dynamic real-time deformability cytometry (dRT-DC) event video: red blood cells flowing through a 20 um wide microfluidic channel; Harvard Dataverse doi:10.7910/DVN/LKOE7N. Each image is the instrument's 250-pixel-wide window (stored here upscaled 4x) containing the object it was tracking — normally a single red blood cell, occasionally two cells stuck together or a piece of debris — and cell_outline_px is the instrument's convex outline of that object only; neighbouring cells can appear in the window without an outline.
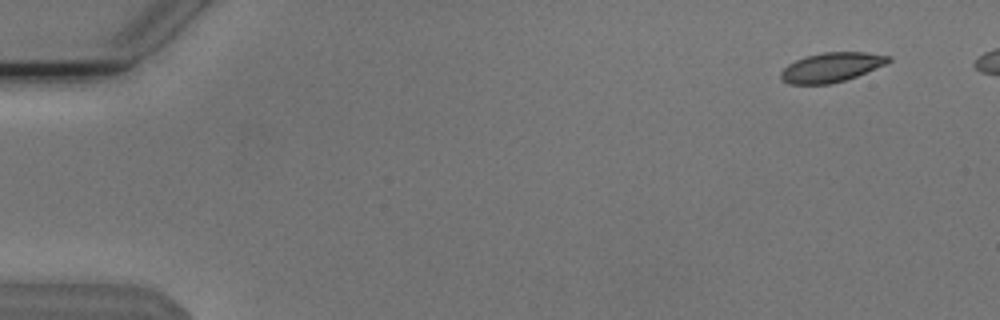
{"species": "Egyptian fruit bat (a non-hibernating species)", "species_latin": "Rousettus aegyptiacus", "temperature_condition": "cold", "stored_images_in_passage": 5, "camera_frame_rate_fps": 3000, "um_per_image_px": 0.085, "animal": {"sex": "male"}, "frame": {"image": 1, "passage_image": 2, "time_ms": 0.333, "image_size_px": [1000, 320], "cell_outline_px": [[892, 60], [884, 64], [856, 76], [832, 84], [788, 84], [780, 76], [780, 72], [788, 64], [804, 56], [824, 52], [864, 52], [892, 56]], "centroid_in_image_um": [70.65, 5.71], "position_along_channel_um": 14.4, "area_um2": 18.32}}